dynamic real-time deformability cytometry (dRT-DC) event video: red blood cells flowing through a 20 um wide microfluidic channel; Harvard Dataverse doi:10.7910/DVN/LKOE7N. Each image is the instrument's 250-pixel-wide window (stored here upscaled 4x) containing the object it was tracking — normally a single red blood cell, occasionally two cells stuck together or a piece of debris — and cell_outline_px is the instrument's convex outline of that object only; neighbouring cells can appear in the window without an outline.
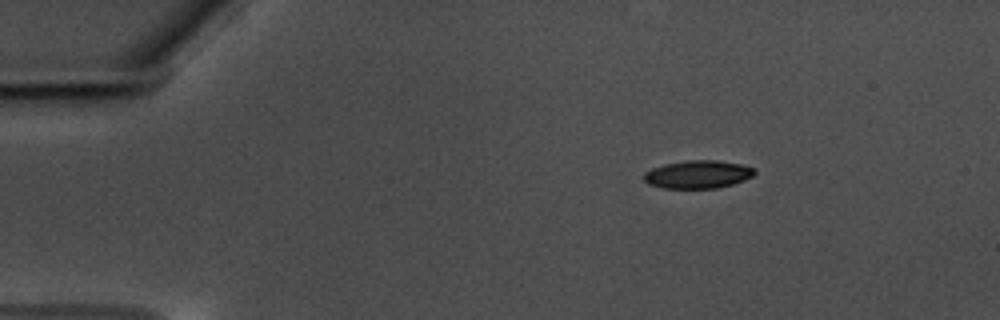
{"species": "common noctule bat (a hibernating species)", "species_latin": "Nyctalus noctula", "temperature_condition": "warm", "stored_images_in_passage": 50, "camera_frame_rate_fps": 3000, "um_per_image_px": 0.085, "animal": {"sex": "male", "body_mass_g": 17.5, "forearm_length_mm": 52.3}, "frame": {"image": 1, "passage_image": 1, "time_ms": 0.0, "image_size_px": [1000, 320], "cell_outline_px": [[756, 172], [752, 176], [744, 180], [732, 184], [716, 188], [664, 188], [648, 184], [644, 180], [644, 172], [652, 168], [664, 164], [688, 160], [716, 160], [740, 164], [756, 168]], "centroid_in_image_um": [59.32, 14.82], "position_along_channel_um": 25.7, "area_um2": 18.03}}
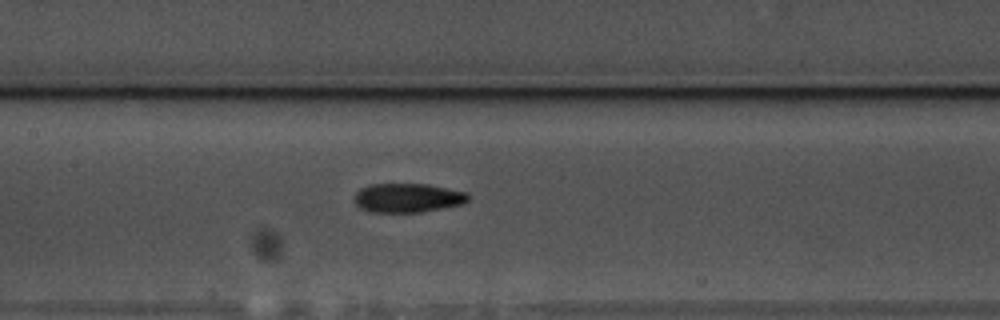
{"frame": {"image": 2, "passage_image": 20, "time_ms": 6.333, "image_size_px": [1000, 320], "cell_outline_px": [[468, 200], [460, 204], [420, 212], [368, 212], [360, 208], [352, 200], [352, 196], [360, 188], [368, 184], [428, 184], [468, 192]], "centroid_in_image_um": [34.57, 16.81], "position_along_channel_um": 172.8, "area_um2": 19.42}}
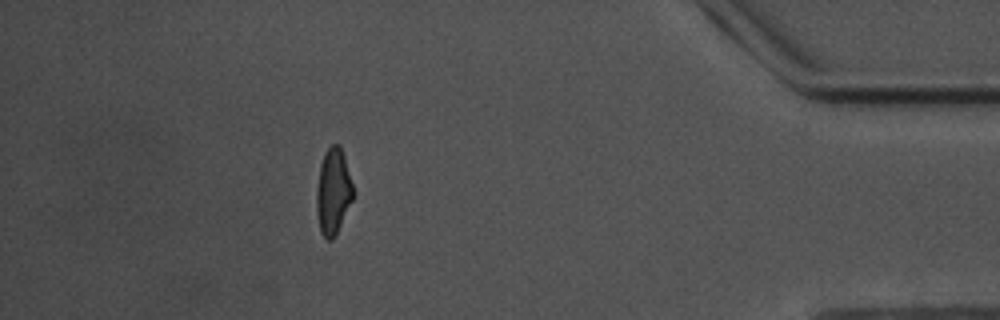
{"frame": {"image": 3, "passage_image": 44, "time_ms": 14.333, "image_size_px": [1000, 320], "cell_outline_px": [[352, 200], [332, 240], [328, 240], [320, 232], [316, 212], [316, 188], [320, 164], [324, 152], [332, 144], [340, 144], [344, 156], [352, 184]], "centroid_in_image_um": [28.28, 16.24], "position_along_channel_um": 406.9, "area_um2": 18.09}, "authors_computed_cell_mechanics": {"area_um2": 19.074, "velocity_mm_per_s": 3.5111, "shape_relaxation_time_tau1_ms": 3.951, "shape_relaxation_time_tau2_ms": 5.2213, "deformation_change_tau1": 0.1507, "deformation_change_tau2": 0.1318}}